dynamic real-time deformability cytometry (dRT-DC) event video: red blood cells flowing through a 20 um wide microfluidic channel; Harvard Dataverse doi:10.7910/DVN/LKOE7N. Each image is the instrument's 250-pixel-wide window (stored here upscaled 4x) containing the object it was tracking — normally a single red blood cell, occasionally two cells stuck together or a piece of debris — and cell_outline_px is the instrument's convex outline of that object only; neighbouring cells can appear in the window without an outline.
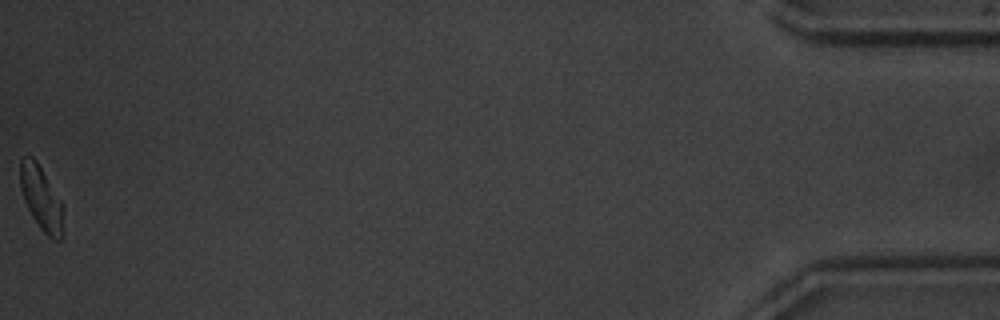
{"species": "common noctule bat (a hibernating species)", "species_latin": "Nyctalus noctula", "temperature_condition": "warm", "stored_images_in_passage": 52, "camera_frame_rate_fps": 3000, "um_per_image_px": 0.085, "animal": {"sex": "male", "body_mass_g": 20.1, "forearm_length_mm": 53.5}, "frame": {"image": 1, "passage_image": 52, "time_ms": 17.0, "image_size_px": [1000, 320], "cell_outline_px": [[64, 208], [60, 240], [56, 240], [48, 236], [40, 228], [32, 216], [24, 200], [20, 188], [20, 160], [24, 156], [32, 156], [36, 160], [64, 204]], "centroid_in_image_um": [3.5, 16.82], "position_along_channel_um": 431.7, "area_um2": 16.07}, "authors_computed_cell_mechanics": {"area_um2": 17.1377, "velocity_mm_per_s": 3.791, "shape_relaxation_time_tau1_ms": 3.1879, "shape_relaxation_time_tau2_ms": 3.0262, "deformation_change_tau1": 0.1064, "deformation_change_tau2": 0.0843}}